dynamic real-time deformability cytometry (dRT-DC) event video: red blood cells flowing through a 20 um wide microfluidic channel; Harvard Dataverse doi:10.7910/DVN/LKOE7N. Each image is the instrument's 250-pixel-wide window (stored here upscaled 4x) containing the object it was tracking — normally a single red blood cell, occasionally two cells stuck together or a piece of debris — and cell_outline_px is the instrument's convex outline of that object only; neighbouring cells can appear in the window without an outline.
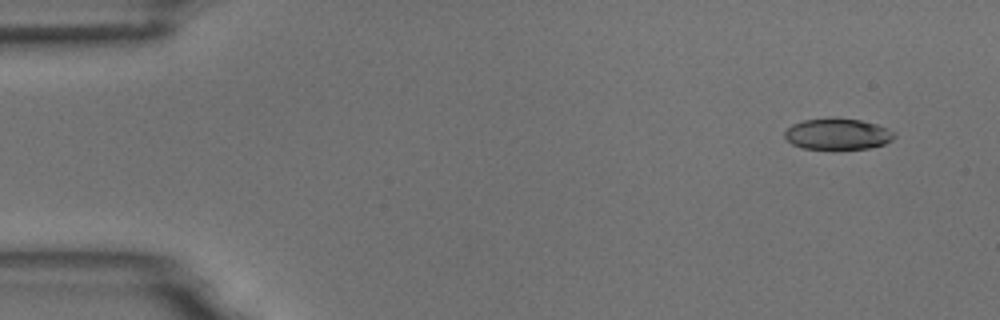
{"species": "common noctule bat (a hibernating species)", "species_latin": "Nyctalus noctula", "temperature_condition": "room temperature", "stored_images_in_passage": 51, "camera_frame_rate_fps": 3000, "um_per_image_px": 0.085, "animal": {"sex": "male", "body_mass_g": 18.8}, "frame": {"image": 1, "passage_image": 1, "time_ms": 0.0, "image_size_px": [1000, 320], "cell_outline_px": [[896, 136], [892, 140], [884, 144], [868, 148], [804, 148], [792, 144], [784, 136], [784, 132], [792, 124], [804, 120], [832, 116], [860, 120], [876, 124], [888, 128], [896, 132]], "centroid_in_image_um": [71.22, 11.36], "position_along_channel_um": 13.8, "area_um2": 20.0}}
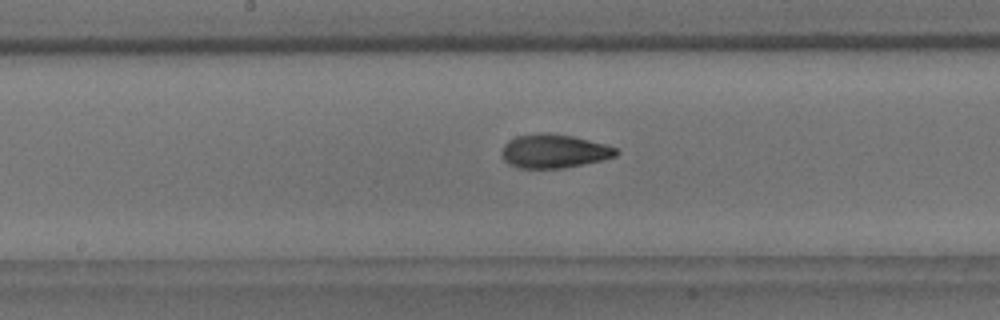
{"frame": {"image": 2, "passage_image": 25, "time_ms": 8.0, "image_size_px": [1000, 320], "cell_outline_px": [[620, 152], [616, 156], [604, 160], [564, 168], [520, 168], [508, 164], [504, 160], [500, 152], [504, 144], [508, 140], [516, 136], [540, 132], [544, 132], [572, 136], [604, 144], [616, 148]], "centroid_in_image_um": [47.07, 12.85], "position_along_channel_um": 201.1, "area_um2": 22.66}}
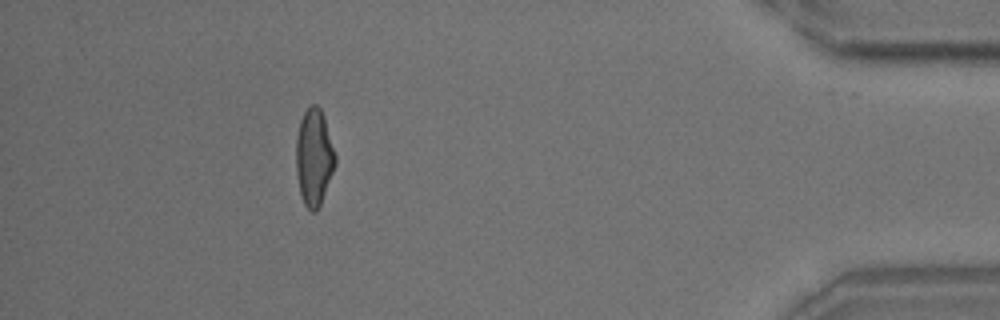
{"frame": {"image": 3, "passage_image": 46, "time_ms": 15.0, "image_size_px": [1000, 320], "cell_outline_px": [[336, 164], [320, 204], [316, 212], [312, 212], [304, 204], [300, 196], [296, 172], [296, 136], [300, 120], [304, 112], [312, 104], [316, 104], [320, 108], [324, 116], [336, 156]], "centroid_in_image_um": [26.68, 13.37], "position_along_channel_um": 408.5, "area_um2": 22.14}, "authors_computed_cell_mechanics": {"area_um2": 21.8484, "velocity_mm_per_s": 3.7264, "shape_relaxation_time_tau1_ms": 5.4661, "shape_relaxation_time_tau2_ms": 2.0933, "deformation_change_tau1": 0.1833, "deformation_change_tau2": 0.0898}}